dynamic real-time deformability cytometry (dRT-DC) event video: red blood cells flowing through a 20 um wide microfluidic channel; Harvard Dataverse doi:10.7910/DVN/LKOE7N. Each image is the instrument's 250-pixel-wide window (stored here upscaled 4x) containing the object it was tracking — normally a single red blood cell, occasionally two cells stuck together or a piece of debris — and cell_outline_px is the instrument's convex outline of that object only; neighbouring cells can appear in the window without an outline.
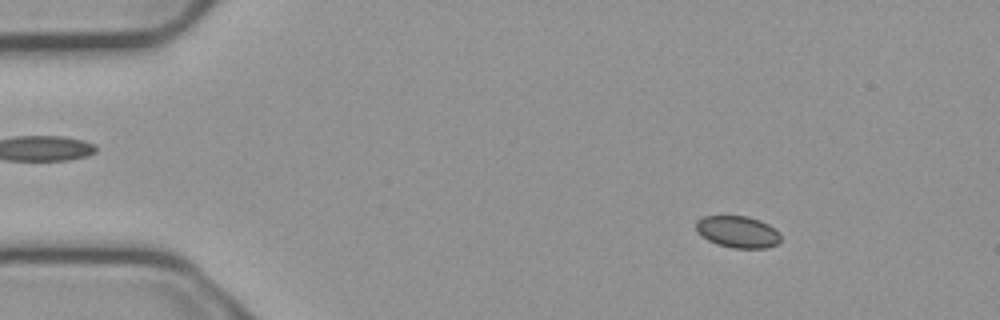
{"species": "common noctule bat (a hibernating species)", "species_latin": "Nyctalus noctula", "temperature_condition": "cold", "stored_images_in_passage": 3, "camera_frame_rate_fps": 3000, "um_per_image_px": 0.085, "animal": {"sex": "male", "body_mass_g": 23.1, "forearm_length_mm": 52.7}, "frame": {"image": 1, "passage_image": 2, "time_ms": 0.333, "image_size_px": [1000, 320], "cell_outline_px": [[780, 240], [776, 244], [768, 248], [732, 248], [716, 244], [708, 240], [696, 232], [696, 220], [704, 216], [748, 216], [760, 220], [768, 224], [780, 232]], "centroid_in_image_um": [62.7, 19.7], "position_along_channel_um": 22.3, "area_um2": 15.84}}